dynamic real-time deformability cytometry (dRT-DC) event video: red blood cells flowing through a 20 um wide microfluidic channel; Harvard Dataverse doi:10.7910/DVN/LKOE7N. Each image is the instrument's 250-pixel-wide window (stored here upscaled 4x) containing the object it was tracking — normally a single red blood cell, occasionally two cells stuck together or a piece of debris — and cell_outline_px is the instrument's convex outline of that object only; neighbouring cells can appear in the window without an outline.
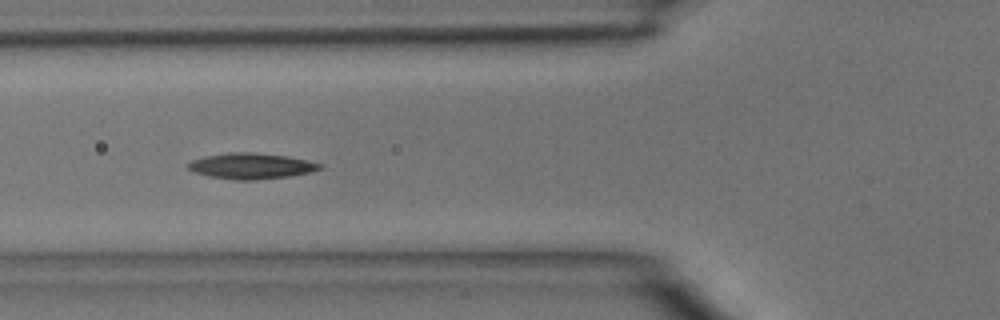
{"species": "common noctule bat (a hibernating species)", "species_latin": "Nyctalus noctula", "temperature_condition": "room temperature", "stored_images_in_passage": 35, "camera_frame_rate_fps": 3000, "um_per_image_px": 0.085, "animal": {"sex": "male", "body_mass_g": 15.6}, "frame": {"image": 1, "passage_image": 6, "time_ms": 1.667, "image_size_px": [1000, 320], "cell_outline_px": [[324, 168], [312, 172], [288, 176], [252, 180], [236, 180], [208, 176], [192, 172], [188, 168], [188, 164], [192, 160], [204, 156], [228, 152], [252, 152], [288, 156], [308, 160], [324, 164]], "centroid_in_image_um": [21.38, 14.1], "position_along_channel_um": 104.4, "area_um2": 20.0}}